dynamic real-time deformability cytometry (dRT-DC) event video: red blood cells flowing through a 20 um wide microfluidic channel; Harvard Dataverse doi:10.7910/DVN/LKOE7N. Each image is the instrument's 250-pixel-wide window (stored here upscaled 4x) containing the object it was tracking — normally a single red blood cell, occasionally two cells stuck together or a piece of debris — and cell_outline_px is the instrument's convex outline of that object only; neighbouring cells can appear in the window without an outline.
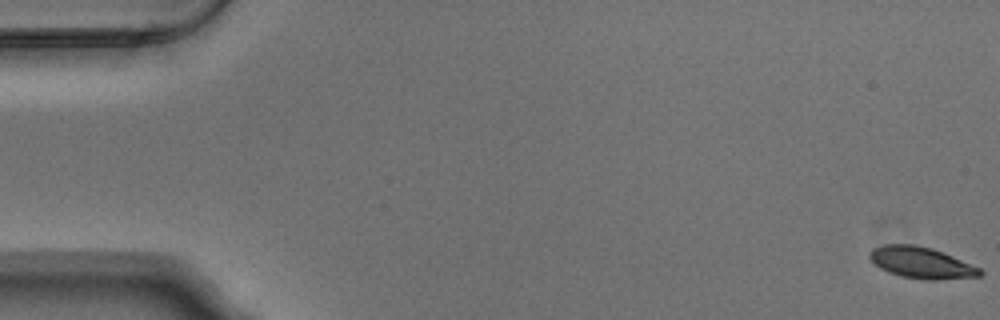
{"species": "Egyptian fruit bat (a non-hibernating species)", "species_latin": "Rousettus aegyptiacus", "temperature_condition": "warm", "stored_images_in_passage": 55, "camera_frame_rate_fps": 3000, "um_per_image_px": 0.085, "animal": {"sex": "male"}, "frame": {"image": 1, "passage_image": 1, "time_ms": 0.0, "image_size_px": [1000, 320], "cell_outline_px": [[984, 272], [980, 276], [936, 280], [924, 280], [900, 276], [888, 272], [880, 268], [868, 256], [868, 252], [872, 248], [884, 244], [916, 244], [932, 248], [944, 252], [980, 268]], "centroid_in_image_um": [78.3, 22.32], "position_along_channel_um": 6.7, "area_um2": 20.35}}
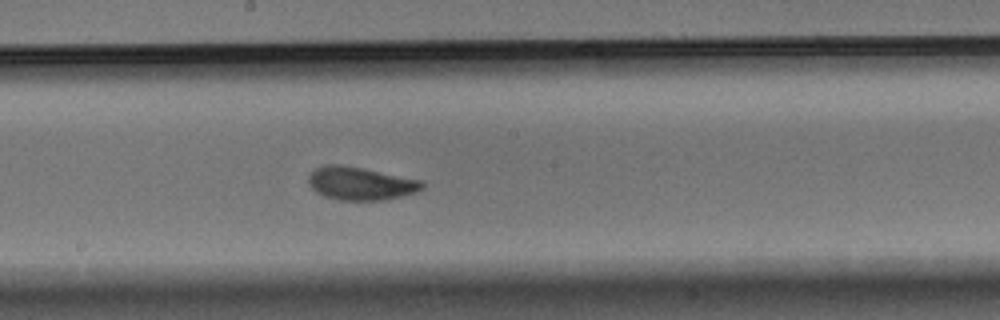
{"frame": {"image": 2, "passage_image": 30, "time_ms": 9.667, "image_size_px": [1000, 320], "cell_outline_px": [[424, 188], [416, 192], [384, 200], [340, 200], [324, 196], [316, 192], [308, 184], [308, 172], [324, 164], [340, 164], [424, 180]], "centroid_in_image_um": [30.62, 15.58], "position_along_channel_um": 217.6, "area_um2": 22.08}}
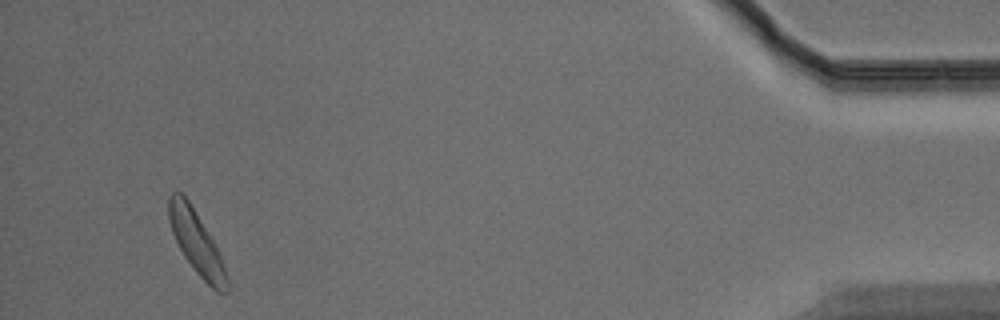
{"frame": {"image": 3, "passage_image": 52, "time_ms": 17.0, "image_size_px": [1000, 320], "cell_outline_px": [[228, 292], [216, 292], [196, 272], [184, 256], [172, 232], [168, 220], [168, 196], [172, 192], [180, 192], [188, 200], [216, 244], [228, 276]], "centroid_in_image_um": [16.7, 20.62], "position_along_channel_um": 418.5, "area_um2": 21.15}, "authors_computed_cell_mechanics": {"area_um2": 21.2126, "velocity_mm_per_s": 3.7379, "shape_relaxation_time_tau1_ms": 2.7671, "shape_relaxation_time_tau2_ms": 1.5449, "deformation_change_tau1": 0.133, "deformation_change_tau2": 0.064}}